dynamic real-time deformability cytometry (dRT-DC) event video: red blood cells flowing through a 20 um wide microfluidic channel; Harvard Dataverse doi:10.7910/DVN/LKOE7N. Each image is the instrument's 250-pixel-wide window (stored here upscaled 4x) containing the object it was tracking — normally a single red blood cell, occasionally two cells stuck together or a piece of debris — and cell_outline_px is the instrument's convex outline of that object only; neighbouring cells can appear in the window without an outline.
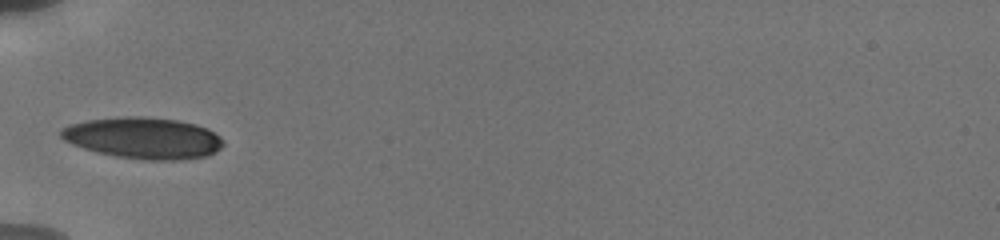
{"species": "human", "species_latin": "Homo sapiens", "temperature_condition": "cold", "stored_images_in_passage": 15, "camera_frame_rate_fps": 3000, "um_per_image_px": 0.085, "donor": {"sex": "male"}, "frame": {"image": 1, "passage_image": 1, "time_ms": 0.0, "image_size_px": [1000, 240], "cell_outline_px": [[224, 144], [216, 152], [208, 156], [180, 160], [144, 160], [116, 156], [96, 152], [72, 144], [64, 140], [60, 136], [60, 128], [68, 124], [88, 120], [120, 116], [144, 116], [176, 120], [196, 124], [220, 136], [224, 140]], "centroid_in_image_um": [12.17, 11.73], "position_along_channel_um": 72.8, "area_um2": 39.36}}
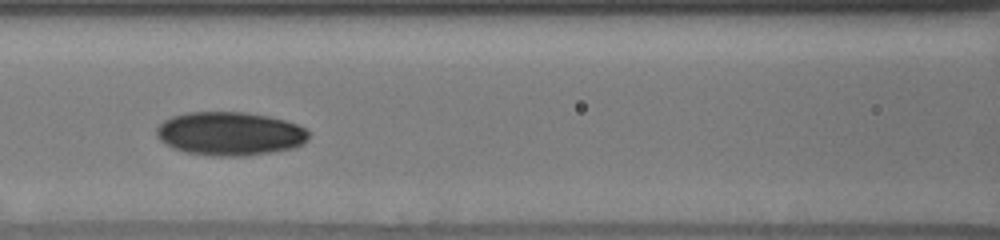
{"frame": {"image": 2, "passage_image": 9, "time_ms": 2.0, "image_size_px": [1000, 240], "cell_outline_px": [[308, 140], [296, 148], [248, 156], [212, 156], [184, 152], [172, 148], [160, 140], [156, 136], [156, 128], [164, 120], [172, 116], [188, 112], [244, 112], [268, 116], [284, 120], [296, 124], [304, 128], [308, 132]], "centroid_in_image_um": [19.53, 11.37], "position_along_channel_um": 147.1, "area_um2": 38.9}}
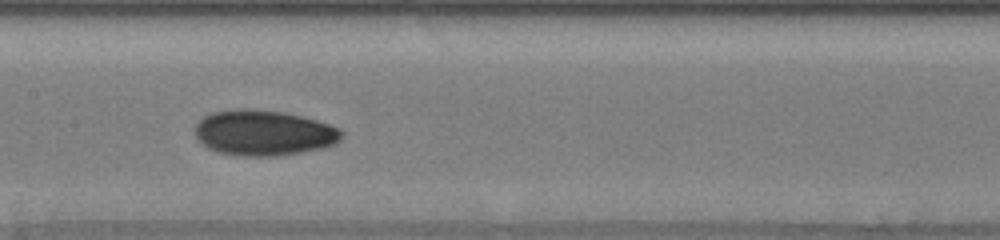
{"frame": {"image": 3, "passage_image": 14, "time_ms": 3.0, "image_size_px": [1000, 240], "cell_outline_px": [[344, 136], [336, 144], [324, 148], [276, 156], [244, 156], [220, 152], [208, 148], [196, 136], [196, 124], [204, 116], [212, 112], [236, 108], [252, 108], [284, 112], [316, 120], [340, 128], [344, 132]], "centroid_in_image_um": [22.46, 11.28], "position_along_channel_um": 184.9, "area_um2": 38.96}}